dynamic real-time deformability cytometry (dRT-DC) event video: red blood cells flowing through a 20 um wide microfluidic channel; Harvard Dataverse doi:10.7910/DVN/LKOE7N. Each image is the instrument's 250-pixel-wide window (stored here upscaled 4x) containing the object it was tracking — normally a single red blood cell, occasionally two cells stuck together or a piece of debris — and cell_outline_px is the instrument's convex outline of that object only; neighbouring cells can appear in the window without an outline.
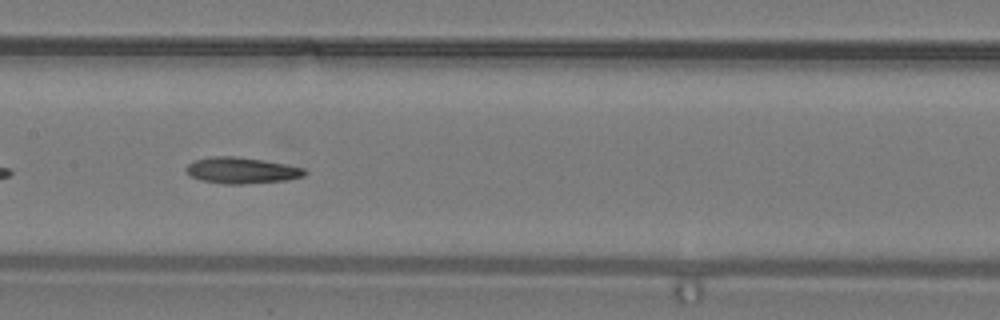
{"species": "common noctule bat (a hibernating species)", "species_latin": "Nyctalus noctula", "temperature_condition": "warm", "stored_images_in_passage": 31, "camera_frame_rate_fps": 3000, "um_per_image_px": 0.085, "animal": {"sex": "male", "body_mass_g": 19.2, "forearm_length_mm": 51.8}, "frame": {"image": 1, "passage_image": 14, "time_ms": 4.333, "image_size_px": [1000, 320], "cell_outline_px": [[308, 172], [304, 176], [284, 180], [244, 184], [224, 184], [200, 180], [192, 176], [184, 168], [188, 164], [196, 160], [212, 156], [232, 156], [260, 160], [284, 164], [304, 168]], "centroid_in_image_um": [20.52, 14.49], "position_along_channel_um": 186.9, "area_um2": 17.8}}
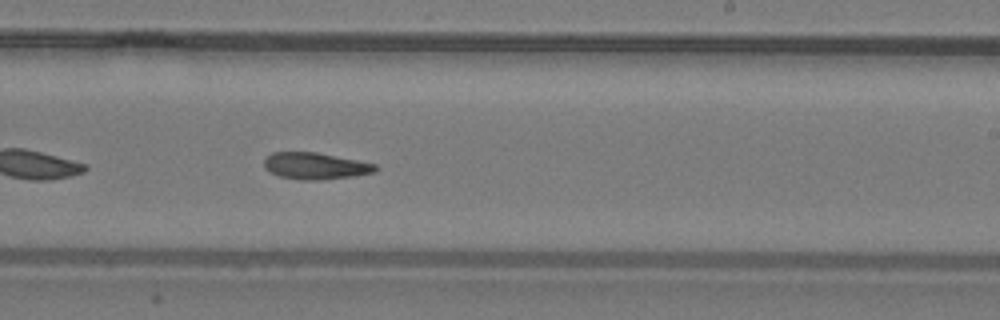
{"frame": {"image": 2, "passage_image": 18, "time_ms": 5.667, "image_size_px": [1000, 320], "cell_outline_px": [[376, 172], [352, 176], [324, 180], [304, 180], [280, 176], [264, 168], [264, 160], [272, 152], [316, 152], [376, 164]], "centroid_in_image_um": [26.8, 14.1], "position_along_channel_um": 262.2, "area_um2": 17.11}}